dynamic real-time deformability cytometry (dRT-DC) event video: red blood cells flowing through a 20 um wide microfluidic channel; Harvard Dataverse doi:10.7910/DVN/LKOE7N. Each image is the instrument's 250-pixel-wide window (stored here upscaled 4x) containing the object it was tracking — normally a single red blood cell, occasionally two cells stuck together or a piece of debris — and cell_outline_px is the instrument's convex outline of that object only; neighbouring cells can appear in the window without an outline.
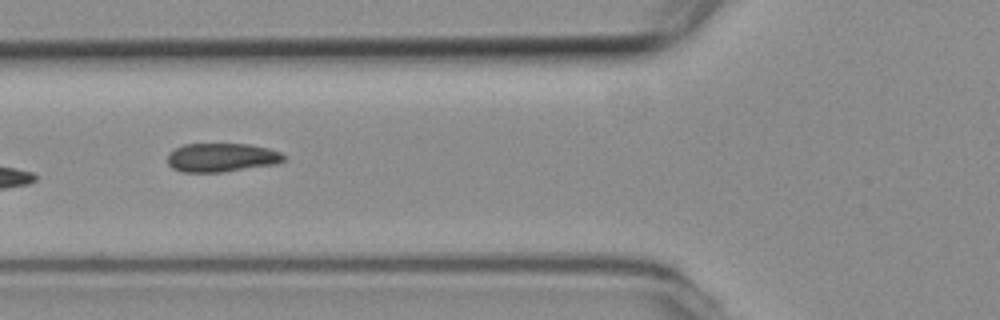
{"species": "common noctule bat (a hibernating species)", "species_latin": "Nyctalus noctula", "temperature_condition": "room temperature", "stored_images_in_passage": 10, "camera_frame_rate_fps": 3000, "um_per_image_px": 0.085, "animal": {"sex": "female", "body_mass_g": 19.3, "forearm_length_mm": 54.1}, "frame": {"image": 1, "passage_image": 5, "time_ms": 1.333, "image_size_px": [1000, 320], "cell_outline_px": [[288, 156], [284, 160], [276, 164], [220, 172], [180, 172], [172, 168], [168, 164], [168, 152], [184, 144], [248, 144], [268, 148], [280, 152]], "centroid_in_image_um": [18.83, 13.39], "position_along_channel_um": 107.0, "area_um2": 19.54}}
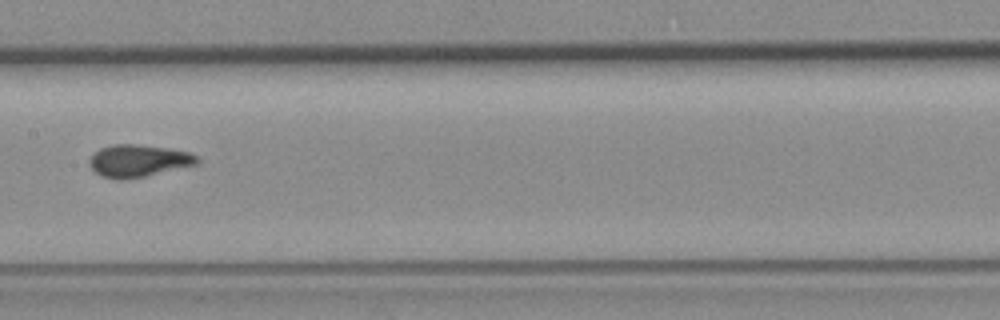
{"frame": {"image": 2, "passage_image": 7, "time_ms": 2.0, "image_size_px": [1000, 320], "cell_outline_px": [[200, 164], [144, 176], [120, 180], [116, 180], [104, 176], [96, 172], [88, 164], [88, 160], [100, 148], [112, 144], [132, 144], [168, 148], [188, 152], [196, 156], [200, 160]], "centroid_in_image_um": [11.77, 13.66], "position_along_channel_um": 195.6, "area_um2": 20.11}}
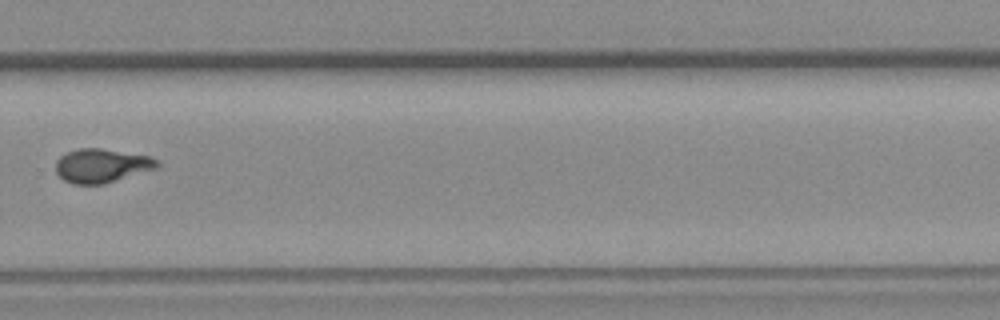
{"frame": {"image": 3, "passage_image": 10, "time_ms": 3.0, "image_size_px": [1000, 320], "cell_outline_px": [[160, 164], [156, 168], [104, 184], [72, 184], [64, 180], [56, 172], [56, 160], [60, 156], [76, 148], [100, 148], [152, 156]], "centroid_in_image_um": [8.63, 14.07], "position_along_channel_um": 321.2, "area_um2": 20.0}}